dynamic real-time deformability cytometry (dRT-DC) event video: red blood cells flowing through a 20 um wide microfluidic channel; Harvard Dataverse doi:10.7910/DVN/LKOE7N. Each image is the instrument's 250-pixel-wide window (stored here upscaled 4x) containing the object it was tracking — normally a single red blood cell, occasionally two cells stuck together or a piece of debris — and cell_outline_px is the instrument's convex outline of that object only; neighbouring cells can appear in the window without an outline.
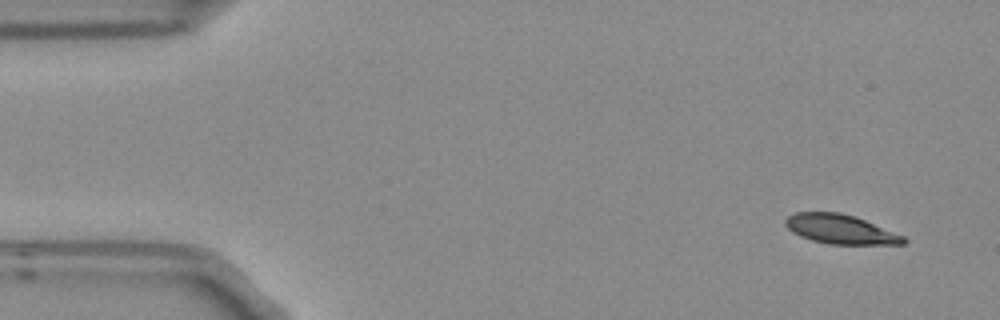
{"species": "Egyptian fruit bat (a non-hibernating species)", "species_latin": "Rousettus aegyptiacus", "temperature_condition": "room temperature", "stored_images_in_passage": 4, "camera_frame_rate_fps": 3000, "um_per_image_px": 0.085, "frame": {"image": 1, "passage_image": 1, "time_ms": 0.0, "image_size_px": [1000, 320], "cell_outline_px": [[908, 240], [904, 244], [828, 244], [812, 240], [800, 236], [792, 232], [784, 224], [784, 220], [788, 216], [796, 212], [840, 212], [856, 216], [904, 236]], "centroid_in_image_um": [71.43, 19.48], "position_along_channel_um": 13.6, "area_um2": 20.23}}
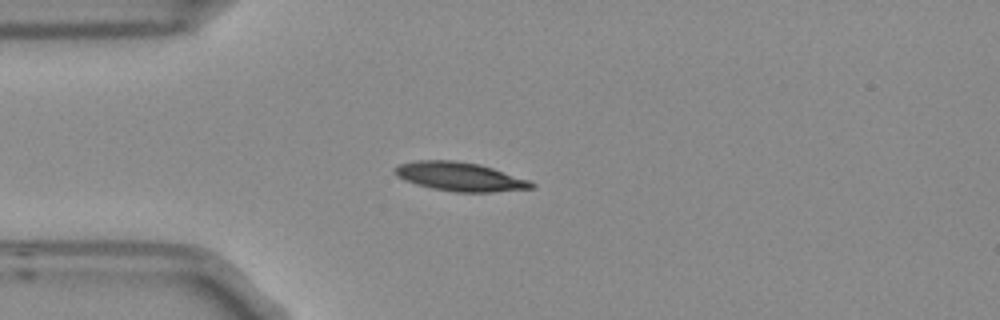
{"frame": {"image": 2, "passage_image": 4, "time_ms": 1.0, "image_size_px": [1000, 320], "cell_outline_px": [[536, 188], [492, 192], [456, 192], [432, 188], [416, 184], [404, 180], [396, 176], [392, 172], [392, 168], [400, 164], [416, 160], [452, 160], [480, 164], [528, 180], [536, 184]], "centroid_in_image_um": [39.05, 15.01], "position_along_channel_um": 45.9, "area_um2": 23.0}}